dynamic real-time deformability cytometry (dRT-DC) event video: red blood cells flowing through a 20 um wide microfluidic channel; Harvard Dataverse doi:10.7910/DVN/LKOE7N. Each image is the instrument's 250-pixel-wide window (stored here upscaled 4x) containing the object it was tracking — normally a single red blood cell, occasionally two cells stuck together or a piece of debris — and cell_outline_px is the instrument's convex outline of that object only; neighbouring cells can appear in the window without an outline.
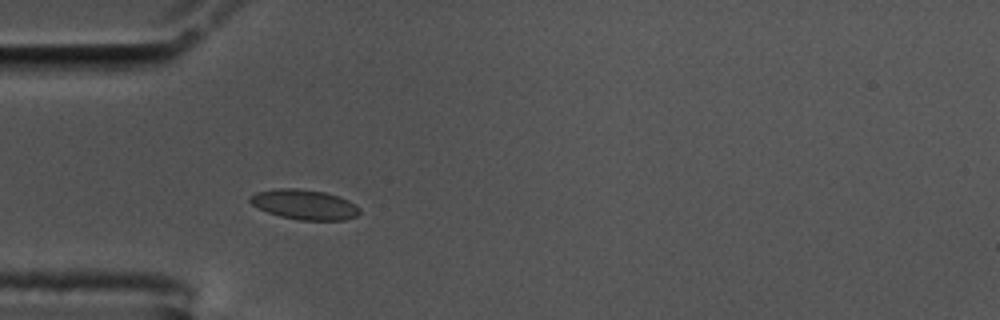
{"species": "common noctule bat (a hibernating species)", "species_latin": "Nyctalus noctula", "temperature_condition": "cold", "stored_images_in_passage": 41, "camera_frame_rate_fps": 3000, "um_per_image_px": 0.085, "animal": {"sex": "male", "body_mass_g": 17.5, "forearm_length_mm": 52.3}, "frame": {"image": 1, "passage_image": 1, "time_ms": 0.0, "image_size_px": [1000, 320], "cell_outline_px": [[360, 212], [356, 216], [344, 220], [300, 220], [280, 216], [268, 212], [252, 204], [248, 200], [248, 196], [256, 192], [280, 188], [296, 188], [324, 192], [340, 196], [348, 200], [360, 208]], "centroid_in_image_um": [25.88, 17.38], "position_along_channel_um": 59.1, "area_um2": 19.07}}
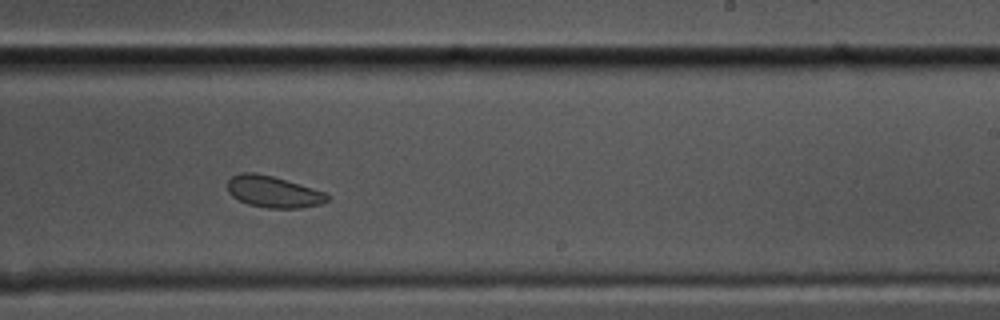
{"frame": {"image": 2, "passage_image": 19, "time_ms": 6.0, "image_size_px": [1000, 320], "cell_outline_px": [[328, 200], [320, 204], [300, 208], [268, 208], [248, 204], [232, 196], [228, 192], [228, 180], [232, 176], [240, 172], [256, 172], [272, 176], [312, 188], [324, 192], [328, 196]], "centroid_in_image_um": [23.19, 16.29], "position_along_channel_um": 265.8, "area_um2": 18.15}}
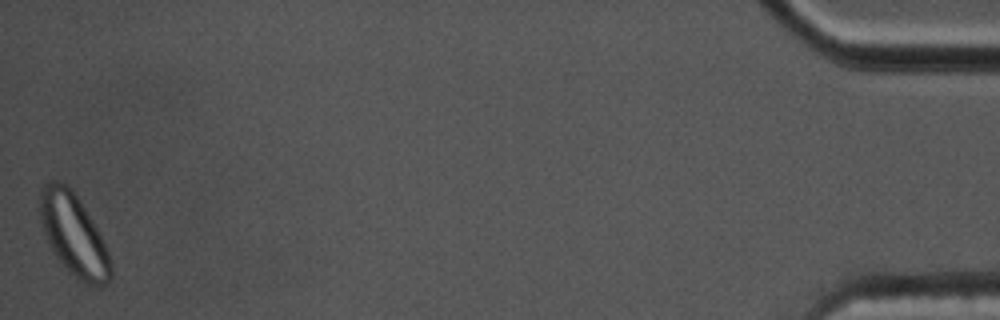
{"frame": {"image": 3, "passage_image": 41, "time_ms": 13.333, "image_size_px": [1000, 320], "cell_outline_px": [[112, 276], [108, 284], [100, 288], [92, 288], [84, 284], [68, 272], [56, 256], [44, 232], [40, 220], [40, 188], [44, 184], [52, 180], [60, 180], [80, 200], [96, 228], [112, 260]], "centroid_in_image_um": [6.29, 20.03], "position_along_channel_um": 428.9, "area_um2": 33.81}, "authors_computed_cell_mechanics": {"area_um2": 18.785, "velocity_mm_per_s": 3.5021, "shape_relaxation_time_tau1_ms": 2.6715, "shape_relaxation_time_tau2_ms": null, "deformation_change_tau1": 0.0537, "deformation_change_tau2": null}}